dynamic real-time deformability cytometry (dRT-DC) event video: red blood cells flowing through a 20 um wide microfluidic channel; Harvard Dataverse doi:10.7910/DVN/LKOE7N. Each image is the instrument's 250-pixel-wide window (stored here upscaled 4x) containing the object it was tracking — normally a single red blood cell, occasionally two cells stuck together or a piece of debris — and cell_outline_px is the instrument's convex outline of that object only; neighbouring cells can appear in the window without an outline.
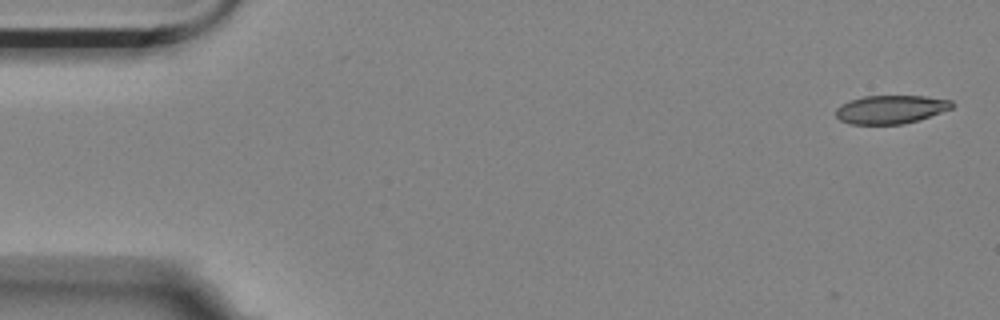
{"species": "Egyptian fruit bat (a non-hibernating species)", "species_latin": "Rousettus aegyptiacus", "temperature_condition": "room temperature", "stored_images_in_passage": 2, "camera_frame_rate_fps": 3000, "um_per_image_px": 0.085, "animal": {"sex": "female"}, "frame": {"image": 1, "passage_image": 2, "time_ms": 0.333, "image_size_px": [1000, 320], "cell_outline_px": [[956, 104], [952, 108], [916, 120], [900, 124], [852, 124], [840, 120], [836, 116], [836, 108], [840, 104], [864, 96], [924, 96], [952, 100]], "centroid_in_image_um": [75.71, 9.29], "position_along_channel_um": 9.3, "area_um2": 19.02}}